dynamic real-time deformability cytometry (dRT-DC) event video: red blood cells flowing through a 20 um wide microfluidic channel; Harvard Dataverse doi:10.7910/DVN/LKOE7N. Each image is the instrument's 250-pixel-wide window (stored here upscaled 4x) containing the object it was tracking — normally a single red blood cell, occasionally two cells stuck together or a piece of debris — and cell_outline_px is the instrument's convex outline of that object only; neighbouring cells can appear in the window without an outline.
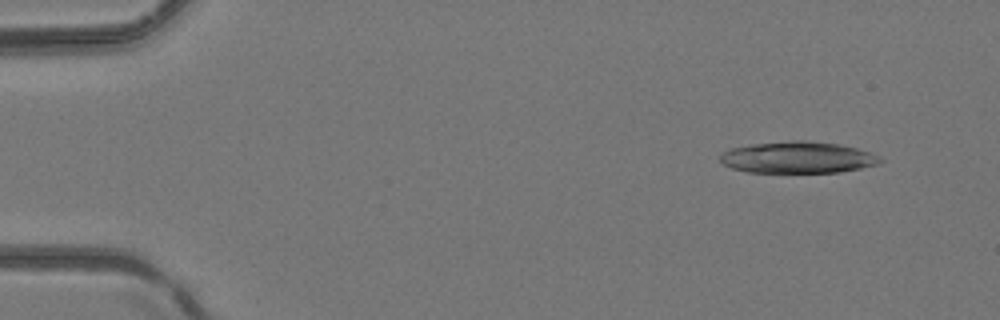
{"species": "common noctule bat (a hibernating species)", "species_latin": "Nyctalus noctula", "temperature_condition": "room temperature", "stored_images_in_passage": 6, "camera_frame_rate_fps": 3000, "um_per_image_px": 0.085, "animal": {"sex": "female", "body_mass_g": 24.6, "forearm_length_mm": 56.2}, "frame": {"image": 1, "passage_image": 2, "time_ms": 0.333, "image_size_px": [1000, 320], "cell_outline_px": [[884, 160], [876, 164], [860, 168], [840, 172], [748, 172], [732, 168], [724, 164], [720, 160], [720, 156], [724, 152], [732, 148], [752, 144], [792, 140], [804, 140], [836, 144], [856, 148], [872, 152]], "centroid_in_image_um": [67.82, 13.38], "position_along_channel_um": 17.2, "area_um2": 29.19}}
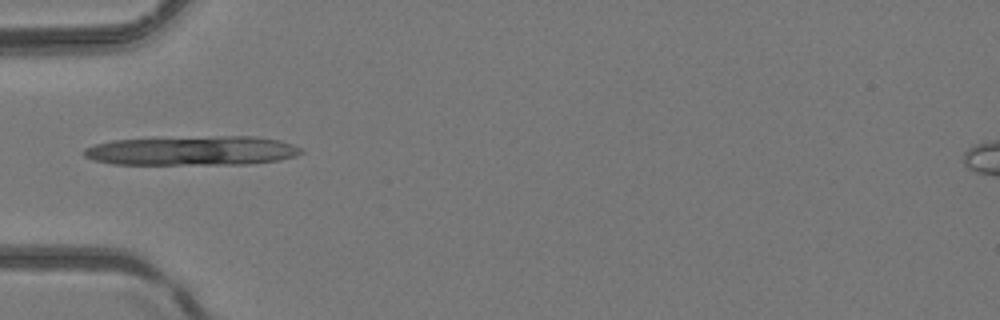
{"frame": {"image": 2, "passage_image": 5, "time_ms": 1.333, "image_size_px": [1000, 320], "cell_outline_px": [[304, 152], [296, 156], [280, 160], [248, 164], [112, 164], [96, 160], [84, 156], [84, 148], [96, 144], [112, 140], [216, 136], [256, 136], [280, 140], [304, 148]], "centroid_in_image_um": [16.43, 12.81], "position_along_channel_um": 68.6, "area_um2": 37.22}}
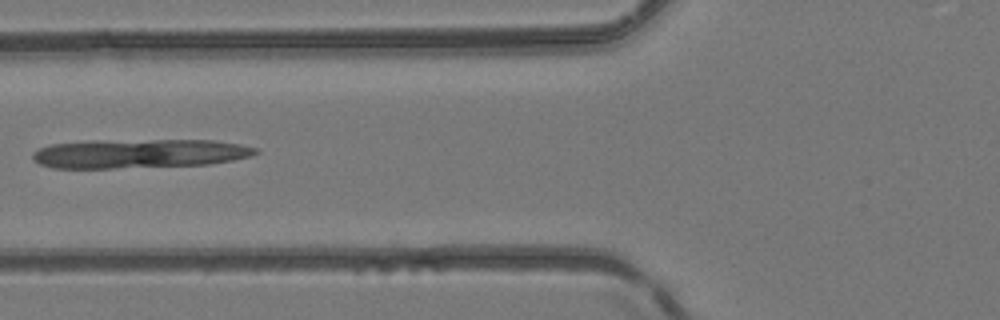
{"frame": {"image": 3, "passage_image": 6, "time_ms": 1.667, "image_size_px": [1000, 320], "cell_outline_px": [[260, 152], [252, 156], [232, 160], [208, 164], [112, 168], [52, 168], [40, 164], [32, 160], [32, 152], [48, 144], [92, 140], [216, 140], [240, 144], [256, 148]], "centroid_in_image_um": [11.8, 13.04], "position_along_channel_um": 114.0, "area_um2": 38.03}}